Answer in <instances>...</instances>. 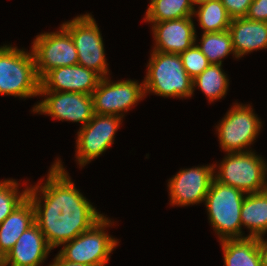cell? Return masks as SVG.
<instances>
[{"label":"cell","mask_w":267,"mask_h":266,"mask_svg":"<svg viewBox=\"0 0 267 266\" xmlns=\"http://www.w3.org/2000/svg\"><path fill=\"white\" fill-rule=\"evenodd\" d=\"M217 127L222 149L227 153L247 152L262 127V122L249 105H233ZM245 148L246 150H244Z\"/></svg>","instance_id":"cell-9"},{"label":"cell","mask_w":267,"mask_h":266,"mask_svg":"<svg viewBox=\"0 0 267 266\" xmlns=\"http://www.w3.org/2000/svg\"><path fill=\"white\" fill-rule=\"evenodd\" d=\"M221 64H210L201 74L192 80L194 87H199L209 101L221 99L227 93L229 80L222 71Z\"/></svg>","instance_id":"cell-23"},{"label":"cell","mask_w":267,"mask_h":266,"mask_svg":"<svg viewBox=\"0 0 267 266\" xmlns=\"http://www.w3.org/2000/svg\"><path fill=\"white\" fill-rule=\"evenodd\" d=\"M47 175L44 186L28 187L27 197L34 207L35 223L53 249L90 229L104 215L75 188L61 160H56Z\"/></svg>","instance_id":"cell-1"},{"label":"cell","mask_w":267,"mask_h":266,"mask_svg":"<svg viewBox=\"0 0 267 266\" xmlns=\"http://www.w3.org/2000/svg\"><path fill=\"white\" fill-rule=\"evenodd\" d=\"M62 26L70 33L78 54V64L107 77L103 39L95 19L85 14L64 22Z\"/></svg>","instance_id":"cell-6"},{"label":"cell","mask_w":267,"mask_h":266,"mask_svg":"<svg viewBox=\"0 0 267 266\" xmlns=\"http://www.w3.org/2000/svg\"><path fill=\"white\" fill-rule=\"evenodd\" d=\"M193 15L198 17L203 33L228 30L232 20L221 0H210L199 5L197 11L194 9Z\"/></svg>","instance_id":"cell-22"},{"label":"cell","mask_w":267,"mask_h":266,"mask_svg":"<svg viewBox=\"0 0 267 266\" xmlns=\"http://www.w3.org/2000/svg\"><path fill=\"white\" fill-rule=\"evenodd\" d=\"M192 17L153 23L155 39L153 51L180 54L196 43V29Z\"/></svg>","instance_id":"cell-15"},{"label":"cell","mask_w":267,"mask_h":266,"mask_svg":"<svg viewBox=\"0 0 267 266\" xmlns=\"http://www.w3.org/2000/svg\"><path fill=\"white\" fill-rule=\"evenodd\" d=\"M229 16L234 18L246 17L248 9L254 0H221Z\"/></svg>","instance_id":"cell-27"},{"label":"cell","mask_w":267,"mask_h":266,"mask_svg":"<svg viewBox=\"0 0 267 266\" xmlns=\"http://www.w3.org/2000/svg\"><path fill=\"white\" fill-rule=\"evenodd\" d=\"M49 266H87V265L65 261L57 254V256L53 259V263H51Z\"/></svg>","instance_id":"cell-30"},{"label":"cell","mask_w":267,"mask_h":266,"mask_svg":"<svg viewBox=\"0 0 267 266\" xmlns=\"http://www.w3.org/2000/svg\"><path fill=\"white\" fill-rule=\"evenodd\" d=\"M122 117L94 114L93 118L77 132L76 159L82 167L106 151L114 142V136Z\"/></svg>","instance_id":"cell-10"},{"label":"cell","mask_w":267,"mask_h":266,"mask_svg":"<svg viewBox=\"0 0 267 266\" xmlns=\"http://www.w3.org/2000/svg\"><path fill=\"white\" fill-rule=\"evenodd\" d=\"M191 0H151L144 20L146 22H163L184 17H193Z\"/></svg>","instance_id":"cell-21"},{"label":"cell","mask_w":267,"mask_h":266,"mask_svg":"<svg viewBox=\"0 0 267 266\" xmlns=\"http://www.w3.org/2000/svg\"><path fill=\"white\" fill-rule=\"evenodd\" d=\"M197 45L211 64H221L222 59L232 53L235 55L232 38L228 30L221 32L203 33Z\"/></svg>","instance_id":"cell-24"},{"label":"cell","mask_w":267,"mask_h":266,"mask_svg":"<svg viewBox=\"0 0 267 266\" xmlns=\"http://www.w3.org/2000/svg\"><path fill=\"white\" fill-rule=\"evenodd\" d=\"M180 57L184 69L192 79L201 74L211 64L196 43L191 48L181 52Z\"/></svg>","instance_id":"cell-26"},{"label":"cell","mask_w":267,"mask_h":266,"mask_svg":"<svg viewBox=\"0 0 267 266\" xmlns=\"http://www.w3.org/2000/svg\"><path fill=\"white\" fill-rule=\"evenodd\" d=\"M267 164L264 163V191H267V181H266V177H267Z\"/></svg>","instance_id":"cell-32"},{"label":"cell","mask_w":267,"mask_h":266,"mask_svg":"<svg viewBox=\"0 0 267 266\" xmlns=\"http://www.w3.org/2000/svg\"><path fill=\"white\" fill-rule=\"evenodd\" d=\"M225 266H262L257 238L222 240Z\"/></svg>","instance_id":"cell-20"},{"label":"cell","mask_w":267,"mask_h":266,"mask_svg":"<svg viewBox=\"0 0 267 266\" xmlns=\"http://www.w3.org/2000/svg\"><path fill=\"white\" fill-rule=\"evenodd\" d=\"M236 58L267 48V22L234 18L228 28Z\"/></svg>","instance_id":"cell-17"},{"label":"cell","mask_w":267,"mask_h":266,"mask_svg":"<svg viewBox=\"0 0 267 266\" xmlns=\"http://www.w3.org/2000/svg\"><path fill=\"white\" fill-rule=\"evenodd\" d=\"M0 266H7L6 255L0 250Z\"/></svg>","instance_id":"cell-31"},{"label":"cell","mask_w":267,"mask_h":266,"mask_svg":"<svg viewBox=\"0 0 267 266\" xmlns=\"http://www.w3.org/2000/svg\"><path fill=\"white\" fill-rule=\"evenodd\" d=\"M245 18L252 21L267 22V0H254Z\"/></svg>","instance_id":"cell-28"},{"label":"cell","mask_w":267,"mask_h":266,"mask_svg":"<svg viewBox=\"0 0 267 266\" xmlns=\"http://www.w3.org/2000/svg\"><path fill=\"white\" fill-rule=\"evenodd\" d=\"M215 165L180 170L169 180L171 205L187 206L204 202L214 179Z\"/></svg>","instance_id":"cell-13"},{"label":"cell","mask_w":267,"mask_h":266,"mask_svg":"<svg viewBox=\"0 0 267 266\" xmlns=\"http://www.w3.org/2000/svg\"><path fill=\"white\" fill-rule=\"evenodd\" d=\"M34 223V207L27 197L0 224V250L7 255L22 233Z\"/></svg>","instance_id":"cell-18"},{"label":"cell","mask_w":267,"mask_h":266,"mask_svg":"<svg viewBox=\"0 0 267 266\" xmlns=\"http://www.w3.org/2000/svg\"><path fill=\"white\" fill-rule=\"evenodd\" d=\"M51 250L45 236L34 223L22 233L7 253L6 264L7 266H40Z\"/></svg>","instance_id":"cell-16"},{"label":"cell","mask_w":267,"mask_h":266,"mask_svg":"<svg viewBox=\"0 0 267 266\" xmlns=\"http://www.w3.org/2000/svg\"><path fill=\"white\" fill-rule=\"evenodd\" d=\"M143 81L145 95L187 98L193 94L192 78L184 69L180 54L153 51Z\"/></svg>","instance_id":"cell-2"},{"label":"cell","mask_w":267,"mask_h":266,"mask_svg":"<svg viewBox=\"0 0 267 266\" xmlns=\"http://www.w3.org/2000/svg\"><path fill=\"white\" fill-rule=\"evenodd\" d=\"M210 0H191V3L193 5V7L196 5H201V4H204V3H207L209 2Z\"/></svg>","instance_id":"cell-33"},{"label":"cell","mask_w":267,"mask_h":266,"mask_svg":"<svg viewBox=\"0 0 267 266\" xmlns=\"http://www.w3.org/2000/svg\"><path fill=\"white\" fill-rule=\"evenodd\" d=\"M101 78L98 73L80 64L62 66L48 71L40 79L39 91L79 92L92 95Z\"/></svg>","instance_id":"cell-14"},{"label":"cell","mask_w":267,"mask_h":266,"mask_svg":"<svg viewBox=\"0 0 267 266\" xmlns=\"http://www.w3.org/2000/svg\"><path fill=\"white\" fill-rule=\"evenodd\" d=\"M264 163L252 150L228 153L214 179L246 194L264 191Z\"/></svg>","instance_id":"cell-7"},{"label":"cell","mask_w":267,"mask_h":266,"mask_svg":"<svg viewBox=\"0 0 267 266\" xmlns=\"http://www.w3.org/2000/svg\"><path fill=\"white\" fill-rule=\"evenodd\" d=\"M258 248L261 256L262 266H267V241L263 236L257 238Z\"/></svg>","instance_id":"cell-29"},{"label":"cell","mask_w":267,"mask_h":266,"mask_svg":"<svg viewBox=\"0 0 267 266\" xmlns=\"http://www.w3.org/2000/svg\"><path fill=\"white\" fill-rule=\"evenodd\" d=\"M247 194L213 179L205 197L209 220L220 241L246 238L242 234L241 207Z\"/></svg>","instance_id":"cell-3"},{"label":"cell","mask_w":267,"mask_h":266,"mask_svg":"<svg viewBox=\"0 0 267 266\" xmlns=\"http://www.w3.org/2000/svg\"><path fill=\"white\" fill-rule=\"evenodd\" d=\"M31 51L39 79L52 69L78 64V54L73 39L62 25L57 32L37 35Z\"/></svg>","instance_id":"cell-8"},{"label":"cell","mask_w":267,"mask_h":266,"mask_svg":"<svg viewBox=\"0 0 267 266\" xmlns=\"http://www.w3.org/2000/svg\"><path fill=\"white\" fill-rule=\"evenodd\" d=\"M111 220L103 216L90 229L78 235L71 241L65 242L58 255L65 261L84 264L87 266H105L110 253L119 243L115 238L105 233Z\"/></svg>","instance_id":"cell-5"},{"label":"cell","mask_w":267,"mask_h":266,"mask_svg":"<svg viewBox=\"0 0 267 266\" xmlns=\"http://www.w3.org/2000/svg\"><path fill=\"white\" fill-rule=\"evenodd\" d=\"M241 224L250 230L247 237L258 238L267 233V191L245 196L241 212Z\"/></svg>","instance_id":"cell-19"},{"label":"cell","mask_w":267,"mask_h":266,"mask_svg":"<svg viewBox=\"0 0 267 266\" xmlns=\"http://www.w3.org/2000/svg\"><path fill=\"white\" fill-rule=\"evenodd\" d=\"M40 79L37 76L32 51L10 45L0 47V94L30 98L39 96Z\"/></svg>","instance_id":"cell-4"},{"label":"cell","mask_w":267,"mask_h":266,"mask_svg":"<svg viewBox=\"0 0 267 266\" xmlns=\"http://www.w3.org/2000/svg\"><path fill=\"white\" fill-rule=\"evenodd\" d=\"M143 97H145L143 82L141 84L132 80L112 82L109 77H103L92 93L94 113L123 118V112L130 110Z\"/></svg>","instance_id":"cell-11"},{"label":"cell","mask_w":267,"mask_h":266,"mask_svg":"<svg viewBox=\"0 0 267 266\" xmlns=\"http://www.w3.org/2000/svg\"><path fill=\"white\" fill-rule=\"evenodd\" d=\"M18 187L13 179L0 181V224L27 198L28 186L22 193L18 192Z\"/></svg>","instance_id":"cell-25"},{"label":"cell","mask_w":267,"mask_h":266,"mask_svg":"<svg viewBox=\"0 0 267 266\" xmlns=\"http://www.w3.org/2000/svg\"><path fill=\"white\" fill-rule=\"evenodd\" d=\"M47 97L36 104L33 112L50 115L53 119L80 122L84 127L94 116L93 98L79 92L39 91ZM49 96V97H48Z\"/></svg>","instance_id":"cell-12"}]
</instances>
